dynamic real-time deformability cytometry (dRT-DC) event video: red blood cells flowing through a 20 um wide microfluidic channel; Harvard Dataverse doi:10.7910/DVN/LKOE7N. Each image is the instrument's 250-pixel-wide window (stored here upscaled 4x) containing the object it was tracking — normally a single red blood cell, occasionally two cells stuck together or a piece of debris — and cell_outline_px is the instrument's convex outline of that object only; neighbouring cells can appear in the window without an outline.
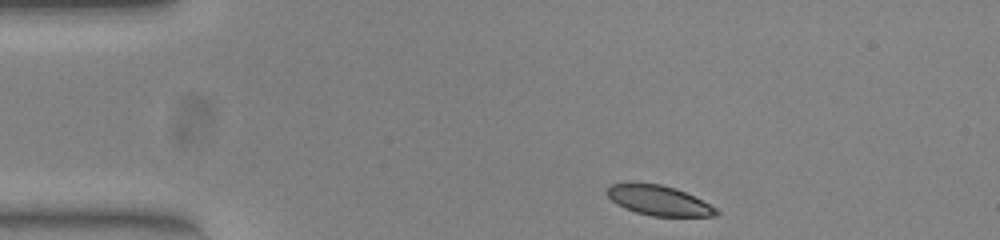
{"species": "common noctule bat (a hibernating species)", "species_latin": "Nyctalus noctula", "temperature_condition": "warm", "stored_images_in_passage": 45, "camera_frame_rate_fps": 3000, "um_per_image_px": 0.085, "animal": {"sex": "female", "body_mass_g": 23.0, "forearm_length_mm": 53.4}, "frame": {"image": 1, "passage_image": 1, "time_ms": 0.0, "image_size_px": [1000, 240], "cell_outline_px": [[720, 212], [716, 216], [652, 216], [636, 212], [624, 208], [616, 204], [604, 192], [612, 184], [660, 184], [676, 188], [716, 208]], "centroid_in_image_um": [55.98, 17.06], "position_along_channel_um": 29.0, "area_um2": 18.61}}
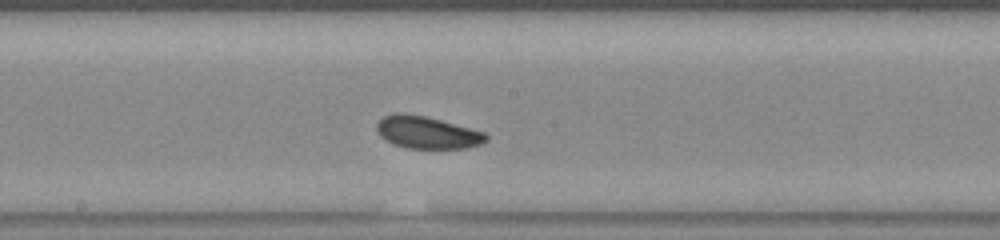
{"frame": {"image": 2, "passage_image": 20, "time_ms": 6.333, "image_size_px": [1000, 240], "cell_outline_px": [[488, 140], [480, 144], [468, 148], [408, 148], [392, 144], [380, 136], [376, 128], [376, 124], [384, 116], [396, 112], [424, 116], [440, 120], [484, 132], [488, 136]], "centroid_in_image_um": [36.29, 11.27], "position_along_channel_um": 211.9, "area_um2": 20.4}}
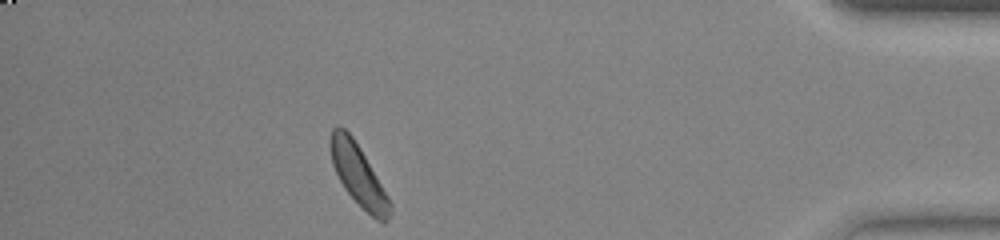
{"frame": {"image": 3, "passage_image": 39, "time_ms": 12.667, "image_size_px": [1000, 240], "cell_outline_px": [[392, 208], [388, 220], [384, 224], [376, 220], [344, 188], [332, 164], [328, 144], [328, 140], [332, 128], [336, 124], [340, 124], [352, 136], [360, 148], [388, 196], [392, 204]], "centroid_in_image_um": [30.43, 14.83], "position_along_channel_um": 404.8, "area_um2": 21.15}, "authors_computed_cell_mechanics": {"area_um2": 20.7502, "velocity_mm_per_s": 3.8319, "shape_relaxation_time_tau1_ms": 5.0565, "shape_relaxation_time_tau2_ms": 8.7265, "deformation_change_tau1": 0.1055, "deformation_change_tau2": 0.166}}